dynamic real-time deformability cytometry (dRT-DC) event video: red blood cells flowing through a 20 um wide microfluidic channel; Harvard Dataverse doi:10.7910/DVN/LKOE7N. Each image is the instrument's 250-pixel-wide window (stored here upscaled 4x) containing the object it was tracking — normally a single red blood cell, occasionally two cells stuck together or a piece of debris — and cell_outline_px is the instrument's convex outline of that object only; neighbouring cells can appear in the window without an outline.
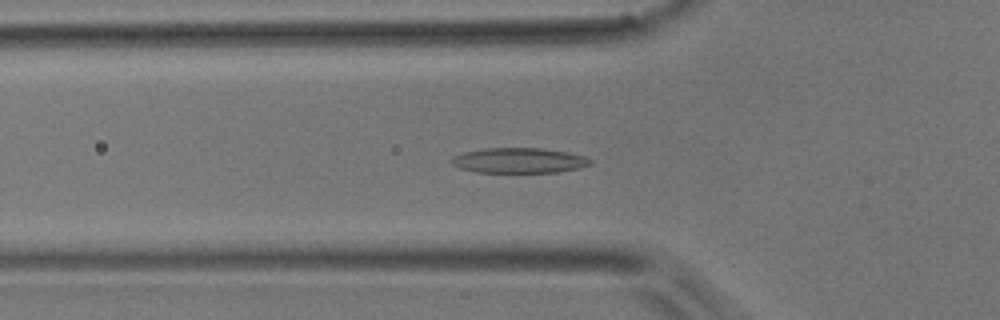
{"species": "common noctule bat (a hibernating species)", "species_latin": "Nyctalus noctula", "temperature_condition": "room temperature", "stored_images_in_passage": 47, "camera_frame_rate_fps": 3000, "um_per_image_px": 0.085, "animal": {"sex": "male", "body_mass_g": 17.9}, "frame": {"image": 1, "passage_image": 14, "time_ms": 4.333, "image_size_px": [1000, 320], "cell_outline_px": [[592, 164], [580, 168], [556, 172], [476, 172], [460, 168], [452, 164], [448, 160], [452, 156], [464, 152], [484, 148], [544, 148], [568, 152], [584, 156], [592, 160]], "centroid_in_image_um": [44.1, 13.63], "position_along_channel_um": 81.7, "area_um2": 20.52}}
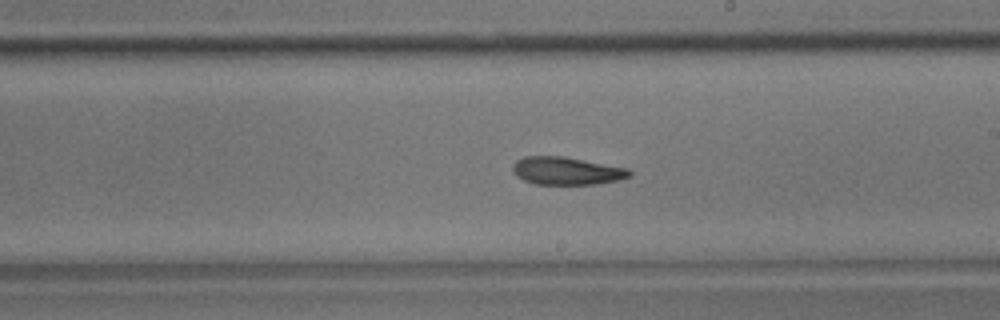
{"frame": {"image": 2, "passage_image": 26, "time_ms": 8.333, "image_size_px": [1000, 320], "cell_outline_px": [[632, 176], [616, 180], [596, 184], [536, 184], [524, 180], [516, 176], [512, 172], [512, 164], [516, 160], [524, 156], [564, 156], [628, 168], [632, 172]], "centroid_in_image_um": [48.14, 14.51], "position_along_channel_um": 240.9, "area_um2": 19.02}}
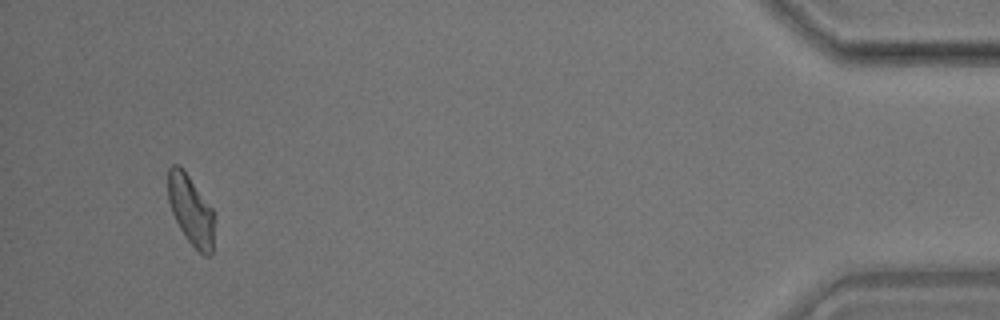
{"frame": {"image": 3, "passage_image": 45, "time_ms": 14.667, "image_size_px": [1000, 320], "cell_outline_px": [[212, 252], [208, 256], [204, 256], [188, 240], [180, 228], [172, 212], [168, 200], [168, 168], [172, 164], [180, 164], [212, 208]], "centroid_in_image_um": [16.18, 17.8], "position_along_channel_um": 419.0, "area_um2": 18.32}, "authors_computed_cell_mechanics": {"area_um2": 19.4208, "velocity_mm_per_s": 3.9632, "shape_relaxation_time_tau1_ms": 8.4707, "shape_relaxation_time_tau2_ms": 4.9502, "deformation_change_tau1": 0.1901, "deformation_change_tau2": 0.1361}}